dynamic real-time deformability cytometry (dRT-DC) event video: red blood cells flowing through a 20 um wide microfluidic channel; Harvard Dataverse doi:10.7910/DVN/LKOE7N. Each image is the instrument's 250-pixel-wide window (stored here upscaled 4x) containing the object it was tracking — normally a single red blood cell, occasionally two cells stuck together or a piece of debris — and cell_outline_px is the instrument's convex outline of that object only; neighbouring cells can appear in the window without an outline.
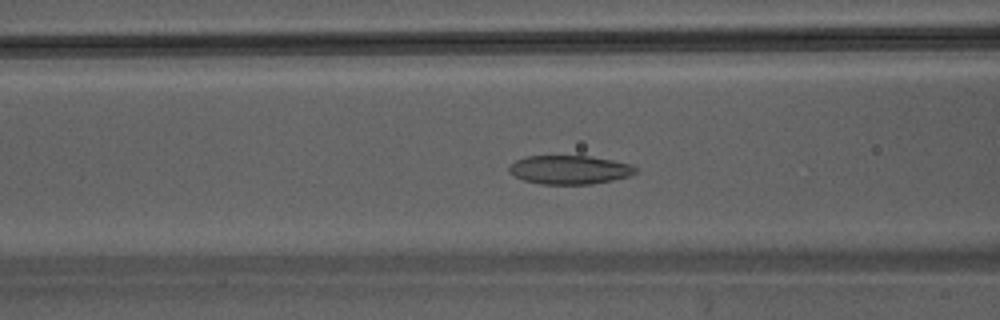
{"species": "Egyptian fruit bat (a non-hibernating species)", "species_latin": "Rousettus aegyptiacus", "temperature_condition": "warm", "stored_images_in_passage": 24, "camera_frame_rate_fps": 3000, "um_per_image_px": 0.085, "animal": {"sex": "male"}, "frame": {"image": 1, "passage_image": 20, "time_ms": 6.333, "image_size_px": [1000, 320], "cell_outline_px": [[636, 172], [628, 176], [612, 180], [592, 184], [540, 184], [524, 180], [508, 172], [508, 168], [516, 160], [528, 156], [592, 156], [632, 164], [636, 168]], "centroid_in_image_um": [48.42, 14.43], "position_along_channel_um": 118.2, "area_um2": 21.1}}
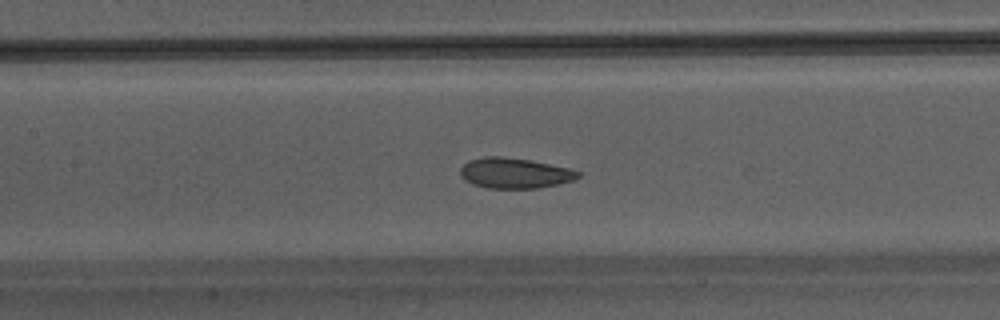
{"frame": {"image": 2, "passage_image": 23, "time_ms": 7.333, "image_size_px": [1000, 320], "cell_outline_px": [[580, 176], [572, 180], [560, 184], [540, 188], [488, 188], [472, 184], [464, 180], [460, 176], [460, 168], [468, 160], [484, 156], [500, 156], [528, 160], [568, 168], [580, 172]], "centroid_in_image_um": [43.7, 14.72], "position_along_channel_um": 163.7, "area_um2": 20.87}}